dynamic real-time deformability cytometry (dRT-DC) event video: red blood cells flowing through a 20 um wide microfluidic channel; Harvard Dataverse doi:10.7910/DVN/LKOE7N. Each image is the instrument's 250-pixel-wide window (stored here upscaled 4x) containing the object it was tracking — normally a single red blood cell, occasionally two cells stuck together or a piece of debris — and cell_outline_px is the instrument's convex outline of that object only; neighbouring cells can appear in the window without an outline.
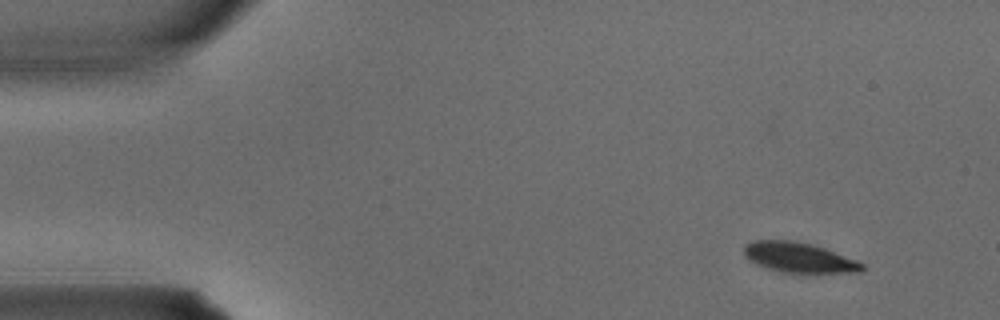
{"species": "common noctule bat (a hibernating species)", "species_latin": "Nyctalus noctula", "temperature_condition": "warm", "stored_images_in_passage": 3, "camera_frame_rate_fps": 3000, "um_per_image_px": 0.085, "animal": {"sex": "male", "body_mass_g": 15.6}, "frame": {"image": 1, "passage_image": 1, "time_ms": 0.0, "image_size_px": [1000, 320], "cell_outline_px": [[864, 268], [860, 272], [784, 272], [768, 268], [756, 264], [748, 260], [744, 256], [744, 244], [752, 240], [792, 240], [812, 244], [824, 248], [856, 260], [864, 264]], "centroid_in_image_um": [67.86, 21.87], "position_along_channel_um": 17.1, "area_um2": 20.52}}
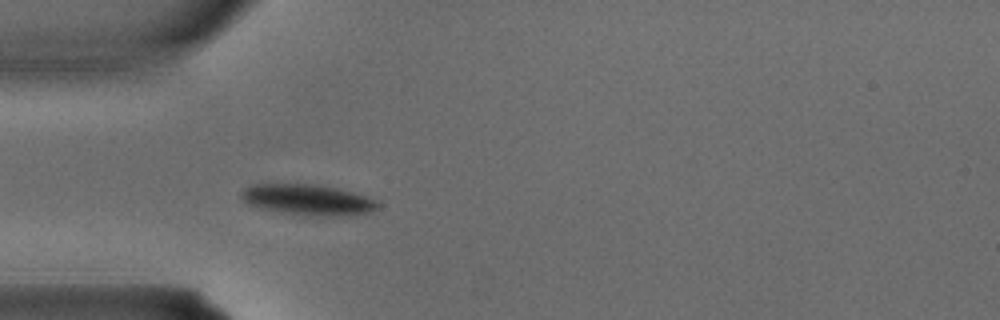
{"frame": {"image": 2, "passage_image": 3, "time_ms": 0.667, "image_size_px": [1000, 320], "cell_outline_px": [[380, 208], [368, 212], [340, 216], [328, 216], [280, 212], [260, 208], [248, 204], [240, 196], [240, 192], [244, 188], [252, 184], [320, 184], [368, 196], [376, 200], [380, 204]], "centroid_in_image_um": [26.17, 16.96], "position_along_channel_um": 58.8, "area_um2": 24.39}}